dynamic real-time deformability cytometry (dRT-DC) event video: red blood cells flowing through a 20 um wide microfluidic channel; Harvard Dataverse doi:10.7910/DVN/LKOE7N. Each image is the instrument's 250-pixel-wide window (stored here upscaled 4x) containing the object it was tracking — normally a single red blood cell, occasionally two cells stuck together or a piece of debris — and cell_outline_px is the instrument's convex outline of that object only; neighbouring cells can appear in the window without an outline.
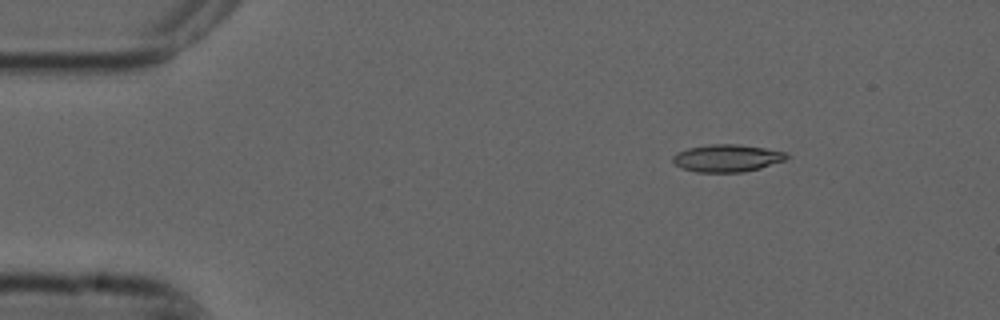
{"species": "common noctule bat (a hibernating species)", "species_latin": "Nyctalus noctula", "temperature_condition": "cold", "stored_images_in_passage": 5, "camera_frame_rate_fps": 3000, "um_per_image_px": 0.085, "animal": {"sex": "male", "forearm_length_mm": 52.5}, "frame": {"image": 1, "passage_image": 3, "time_ms": 0.667, "image_size_px": [1000, 320], "cell_outline_px": [[792, 156], [784, 160], [760, 168], [744, 172], [696, 172], [680, 168], [672, 160], [672, 156], [676, 152], [688, 148], [708, 144], [736, 144], [764, 148], [784, 152]], "centroid_in_image_um": [61.77, 13.44], "position_along_channel_um": 23.2, "area_um2": 18.21}}